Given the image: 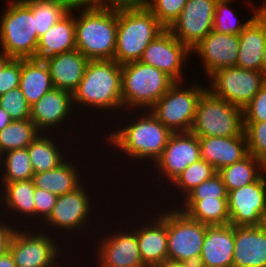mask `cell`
I'll return each mask as SVG.
<instances>
[{"label":"cell","instance_id":"cell-30","mask_svg":"<svg viewBox=\"0 0 266 267\" xmlns=\"http://www.w3.org/2000/svg\"><path fill=\"white\" fill-rule=\"evenodd\" d=\"M50 135L53 133H40L27 147L34 174L57 168L71 153H63L65 148L61 145V141L59 145L58 138ZM61 146L63 147L61 148Z\"/></svg>","mask_w":266,"mask_h":267},{"label":"cell","instance_id":"cell-9","mask_svg":"<svg viewBox=\"0 0 266 267\" xmlns=\"http://www.w3.org/2000/svg\"><path fill=\"white\" fill-rule=\"evenodd\" d=\"M22 222L23 220L13 233L9 244V251L14 258L16 267H60L61 252L63 251L59 242L55 241L57 239L53 238L51 233H47V229L46 232L42 231L44 226L37 227L39 229L37 230L34 228L36 226L34 223L32 226L34 231H31L33 229H27V226L24 228Z\"/></svg>","mask_w":266,"mask_h":267},{"label":"cell","instance_id":"cell-34","mask_svg":"<svg viewBox=\"0 0 266 267\" xmlns=\"http://www.w3.org/2000/svg\"><path fill=\"white\" fill-rule=\"evenodd\" d=\"M233 1L235 2V0H218L214 13L213 30L220 33L239 35L249 22L266 6L264 2H262L264 5L261 4L258 7L255 5V1L254 3L251 0L246 1V4L248 3V6L252 8L251 11L253 13L250 12V14L253 15L242 23L240 19H236V11L234 12L230 7Z\"/></svg>","mask_w":266,"mask_h":267},{"label":"cell","instance_id":"cell-24","mask_svg":"<svg viewBox=\"0 0 266 267\" xmlns=\"http://www.w3.org/2000/svg\"><path fill=\"white\" fill-rule=\"evenodd\" d=\"M265 42L266 6L239 34V49L236 67L260 72Z\"/></svg>","mask_w":266,"mask_h":267},{"label":"cell","instance_id":"cell-42","mask_svg":"<svg viewBox=\"0 0 266 267\" xmlns=\"http://www.w3.org/2000/svg\"><path fill=\"white\" fill-rule=\"evenodd\" d=\"M266 121V82L243 108V122Z\"/></svg>","mask_w":266,"mask_h":267},{"label":"cell","instance_id":"cell-43","mask_svg":"<svg viewBox=\"0 0 266 267\" xmlns=\"http://www.w3.org/2000/svg\"><path fill=\"white\" fill-rule=\"evenodd\" d=\"M33 198H34V203H35V220L34 221L38 219L40 223L35 222L39 224L37 226H40V225L43 226L42 225L43 223L41 222H44L49 217V215L52 213V210L57 202L58 196L49 191L35 187Z\"/></svg>","mask_w":266,"mask_h":267},{"label":"cell","instance_id":"cell-27","mask_svg":"<svg viewBox=\"0 0 266 267\" xmlns=\"http://www.w3.org/2000/svg\"><path fill=\"white\" fill-rule=\"evenodd\" d=\"M0 188L3 189L0 191V209L2 210V207H5V210L3 209L5 213L10 211L11 214L13 212L14 215H11L14 216V219L15 214H17L16 219L21 218L23 215L22 217H25V221L29 218L32 220L31 224L33 225V218L35 219V203L33 198L35 186L33 180L0 183Z\"/></svg>","mask_w":266,"mask_h":267},{"label":"cell","instance_id":"cell-3","mask_svg":"<svg viewBox=\"0 0 266 267\" xmlns=\"http://www.w3.org/2000/svg\"><path fill=\"white\" fill-rule=\"evenodd\" d=\"M121 65L115 60H89L78 88L73 92V107L116 112L123 110ZM81 105V106H80ZM91 106V107H90Z\"/></svg>","mask_w":266,"mask_h":267},{"label":"cell","instance_id":"cell-44","mask_svg":"<svg viewBox=\"0 0 266 267\" xmlns=\"http://www.w3.org/2000/svg\"><path fill=\"white\" fill-rule=\"evenodd\" d=\"M21 78V59H13L0 72V96L17 88L20 85Z\"/></svg>","mask_w":266,"mask_h":267},{"label":"cell","instance_id":"cell-15","mask_svg":"<svg viewBox=\"0 0 266 267\" xmlns=\"http://www.w3.org/2000/svg\"><path fill=\"white\" fill-rule=\"evenodd\" d=\"M230 223L260 226L266 211V172L255 182L228 191Z\"/></svg>","mask_w":266,"mask_h":267},{"label":"cell","instance_id":"cell-26","mask_svg":"<svg viewBox=\"0 0 266 267\" xmlns=\"http://www.w3.org/2000/svg\"><path fill=\"white\" fill-rule=\"evenodd\" d=\"M75 49V12L73 4L71 10L39 38L36 59L45 60L50 56Z\"/></svg>","mask_w":266,"mask_h":267},{"label":"cell","instance_id":"cell-52","mask_svg":"<svg viewBox=\"0 0 266 267\" xmlns=\"http://www.w3.org/2000/svg\"><path fill=\"white\" fill-rule=\"evenodd\" d=\"M260 226L266 231V211L262 216V222Z\"/></svg>","mask_w":266,"mask_h":267},{"label":"cell","instance_id":"cell-5","mask_svg":"<svg viewBox=\"0 0 266 267\" xmlns=\"http://www.w3.org/2000/svg\"><path fill=\"white\" fill-rule=\"evenodd\" d=\"M123 111L149 110L175 83L165 72L141 61L121 65ZM130 109V110H128Z\"/></svg>","mask_w":266,"mask_h":267},{"label":"cell","instance_id":"cell-6","mask_svg":"<svg viewBox=\"0 0 266 267\" xmlns=\"http://www.w3.org/2000/svg\"><path fill=\"white\" fill-rule=\"evenodd\" d=\"M0 13V52L13 59H36L39 38L32 9L23 0H8Z\"/></svg>","mask_w":266,"mask_h":267},{"label":"cell","instance_id":"cell-48","mask_svg":"<svg viewBox=\"0 0 266 267\" xmlns=\"http://www.w3.org/2000/svg\"><path fill=\"white\" fill-rule=\"evenodd\" d=\"M13 120L9 114L0 106V131L8 126Z\"/></svg>","mask_w":266,"mask_h":267},{"label":"cell","instance_id":"cell-16","mask_svg":"<svg viewBox=\"0 0 266 267\" xmlns=\"http://www.w3.org/2000/svg\"><path fill=\"white\" fill-rule=\"evenodd\" d=\"M127 228H129L127 230ZM114 231L100 238L96 267H146L141 259L136 226ZM123 230V231H122Z\"/></svg>","mask_w":266,"mask_h":267},{"label":"cell","instance_id":"cell-29","mask_svg":"<svg viewBox=\"0 0 266 267\" xmlns=\"http://www.w3.org/2000/svg\"><path fill=\"white\" fill-rule=\"evenodd\" d=\"M19 88L30 106L54 88L49 68L44 60L21 59Z\"/></svg>","mask_w":266,"mask_h":267},{"label":"cell","instance_id":"cell-4","mask_svg":"<svg viewBox=\"0 0 266 267\" xmlns=\"http://www.w3.org/2000/svg\"><path fill=\"white\" fill-rule=\"evenodd\" d=\"M164 29L146 6L117 9L114 60L120 65L139 61L145 48Z\"/></svg>","mask_w":266,"mask_h":267},{"label":"cell","instance_id":"cell-38","mask_svg":"<svg viewBox=\"0 0 266 267\" xmlns=\"http://www.w3.org/2000/svg\"><path fill=\"white\" fill-rule=\"evenodd\" d=\"M188 0H146V7L158 19L159 23L169 29L178 19Z\"/></svg>","mask_w":266,"mask_h":267},{"label":"cell","instance_id":"cell-39","mask_svg":"<svg viewBox=\"0 0 266 267\" xmlns=\"http://www.w3.org/2000/svg\"><path fill=\"white\" fill-rule=\"evenodd\" d=\"M249 154L266 165V121L243 122Z\"/></svg>","mask_w":266,"mask_h":267},{"label":"cell","instance_id":"cell-28","mask_svg":"<svg viewBox=\"0 0 266 267\" xmlns=\"http://www.w3.org/2000/svg\"><path fill=\"white\" fill-rule=\"evenodd\" d=\"M66 159L57 168L35 173L33 175L34 186L49 191L57 196L69 193L78 188L83 182L82 171L72 160ZM81 174H80V173Z\"/></svg>","mask_w":266,"mask_h":267},{"label":"cell","instance_id":"cell-22","mask_svg":"<svg viewBox=\"0 0 266 267\" xmlns=\"http://www.w3.org/2000/svg\"><path fill=\"white\" fill-rule=\"evenodd\" d=\"M234 226L208 225L197 267H232Z\"/></svg>","mask_w":266,"mask_h":267},{"label":"cell","instance_id":"cell-51","mask_svg":"<svg viewBox=\"0 0 266 267\" xmlns=\"http://www.w3.org/2000/svg\"><path fill=\"white\" fill-rule=\"evenodd\" d=\"M260 72L263 74V77L266 81V42H265V46L263 50V61H262V67H261Z\"/></svg>","mask_w":266,"mask_h":267},{"label":"cell","instance_id":"cell-11","mask_svg":"<svg viewBox=\"0 0 266 267\" xmlns=\"http://www.w3.org/2000/svg\"><path fill=\"white\" fill-rule=\"evenodd\" d=\"M207 88L214 96L243 109L266 82L263 74L239 67L222 68L209 77ZM211 83V84H210Z\"/></svg>","mask_w":266,"mask_h":267},{"label":"cell","instance_id":"cell-40","mask_svg":"<svg viewBox=\"0 0 266 267\" xmlns=\"http://www.w3.org/2000/svg\"><path fill=\"white\" fill-rule=\"evenodd\" d=\"M0 106L9 114L12 120L31 118V106L27 103L19 87L11 89L1 95Z\"/></svg>","mask_w":266,"mask_h":267},{"label":"cell","instance_id":"cell-49","mask_svg":"<svg viewBox=\"0 0 266 267\" xmlns=\"http://www.w3.org/2000/svg\"><path fill=\"white\" fill-rule=\"evenodd\" d=\"M158 267H197V265L191 263H183V262H174V261H165L163 264Z\"/></svg>","mask_w":266,"mask_h":267},{"label":"cell","instance_id":"cell-12","mask_svg":"<svg viewBox=\"0 0 266 267\" xmlns=\"http://www.w3.org/2000/svg\"><path fill=\"white\" fill-rule=\"evenodd\" d=\"M84 185L83 182L75 190L58 196L52 213L43 222L47 229L50 228L51 231L52 228L58 229L57 233L62 229L72 232L71 234L88 229L87 226H90V218L93 215L90 212L94 211L91 208H95V205H93V199L90 200L92 197H89L90 193Z\"/></svg>","mask_w":266,"mask_h":267},{"label":"cell","instance_id":"cell-7","mask_svg":"<svg viewBox=\"0 0 266 267\" xmlns=\"http://www.w3.org/2000/svg\"><path fill=\"white\" fill-rule=\"evenodd\" d=\"M191 132L198 138L239 136L244 132L243 109L206 89L198 100Z\"/></svg>","mask_w":266,"mask_h":267},{"label":"cell","instance_id":"cell-18","mask_svg":"<svg viewBox=\"0 0 266 267\" xmlns=\"http://www.w3.org/2000/svg\"><path fill=\"white\" fill-rule=\"evenodd\" d=\"M239 35L220 33L212 30L192 50L203 63V70L208 78L215 71L235 67L238 60Z\"/></svg>","mask_w":266,"mask_h":267},{"label":"cell","instance_id":"cell-20","mask_svg":"<svg viewBox=\"0 0 266 267\" xmlns=\"http://www.w3.org/2000/svg\"><path fill=\"white\" fill-rule=\"evenodd\" d=\"M30 109V120L41 133H54L53 128H61L75 112L72 93L57 88L49 90Z\"/></svg>","mask_w":266,"mask_h":267},{"label":"cell","instance_id":"cell-19","mask_svg":"<svg viewBox=\"0 0 266 267\" xmlns=\"http://www.w3.org/2000/svg\"><path fill=\"white\" fill-rule=\"evenodd\" d=\"M159 211L157 216L145 220L148 224L141 219L136 226L138 247L146 267H158L168 260L167 209Z\"/></svg>","mask_w":266,"mask_h":267},{"label":"cell","instance_id":"cell-54","mask_svg":"<svg viewBox=\"0 0 266 267\" xmlns=\"http://www.w3.org/2000/svg\"><path fill=\"white\" fill-rule=\"evenodd\" d=\"M63 265H64V266H63ZM63 265L61 264V266H60V267H65V265H66V264H63ZM68 267H69V266H68ZM71 267H72V266H71ZM73 267H75V266H73Z\"/></svg>","mask_w":266,"mask_h":267},{"label":"cell","instance_id":"cell-36","mask_svg":"<svg viewBox=\"0 0 266 267\" xmlns=\"http://www.w3.org/2000/svg\"><path fill=\"white\" fill-rule=\"evenodd\" d=\"M41 132L30 120H13L0 131V152L27 148Z\"/></svg>","mask_w":266,"mask_h":267},{"label":"cell","instance_id":"cell-2","mask_svg":"<svg viewBox=\"0 0 266 267\" xmlns=\"http://www.w3.org/2000/svg\"><path fill=\"white\" fill-rule=\"evenodd\" d=\"M74 11L76 49L89 60H114L117 9L90 7L76 1Z\"/></svg>","mask_w":266,"mask_h":267},{"label":"cell","instance_id":"cell-23","mask_svg":"<svg viewBox=\"0 0 266 267\" xmlns=\"http://www.w3.org/2000/svg\"><path fill=\"white\" fill-rule=\"evenodd\" d=\"M232 267H266V231L261 226H234Z\"/></svg>","mask_w":266,"mask_h":267},{"label":"cell","instance_id":"cell-21","mask_svg":"<svg viewBox=\"0 0 266 267\" xmlns=\"http://www.w3.org/2000/svg\"><path fill=\"white\" fill-rule=\"evenodd\" d=\"M200 158L219 171L221 168L243 160L249 155L245 132L231 137L199 138Z\"/></svg>","mask_w":266,"mask_h":267},{"label":"cell","instance_id":"cell-50","mask_svg":"<svg viewBox=\"0 0 266 267\" xmlns=\"http://www.w3.org/2000/svg\"><path fill=\"white\" fill-rule=\"evenodd\" d=\"M13 60L10 56L0 52V72Z\"/></svg>","mask_w":266,"mask_h":267},{"label":"cell","instance_id":"cell-31","mask_svg":"<svg viewBox=\"0 0 266 267\" xmlns=\"http://www.w3.org/2000/svg\"><path fill=\"white\" fill-rule=\"evenodd\" d=\"M182 201V202H181ZM177 207L191 219L206 225H225L230 223L228 198L210 200H181ZM182 206V207H181Z\"/></svg>","mask_w":266,"mask_h":267},{"label":"cell","instance_id":"cell-47","mask_svg":"<svg viewBox=\"0 0 266 267\" xmlns=\"http://www.w3.org/2000/svg\"><path fill=\"white\" fill-rule=\"evenodd\" d=\"M0 267H16L10 251H7L4 255L0 256Z\"/></svg>","mask_w":266,"mask_h":267},{"label":"cell","instance_id":"cell-17","mask_svg":"<svg viewBox=\"0 0 266 267\" xmlns=\"http://www.w3.org/2000/svg\"><path fill=\"white\" fill-rule=\"evenodd\" d=\"M199 138L192 132L173 133L160 158L151 167L160 174L158 179L171 184L185 168L200 160ZM161 176V177H160Z\"/></svg>","mask_w":266,"mask_h":267},{"label":"cell","instance_id":"cell-8","mask_svg":"<svg viewBox=\"0 0 266 267\" xmlns=\"http://www.w3.org/2000/svg\"><path fill=\"white\" fill-rule=\"evenodd\" d=\"M192 83L186 88L187 85L183 82H175L149 109L173 133L192 130L198 100L207 89L206 86L199 85L198 81Z\"/></svg>","mask_w":266,"mask_h":267},{"label":"cell","instance_id":"cell-10","mask_svg":"<svg viewBox=\"0 0 266 267\" xmlns=\"http://www.w3.org/2000/svg\"><path fill=\"white\" fill-rule=\"evenodd\" d=\"M172 205L167 210L168 260L198 265L208 225Z\"/></svg>","mask_w":266,"mask_h":267},{"label":"cell","instance_id":"cell-37","mask_svg":"<svg viewBox=\"0 0 266 267\" xmlns=\"http://www.w3.org/2000/svg\"><path fill=\"white\" fill-rule=\"evenodd\" d=\"M217 173L218 171L213 165L200 159L187 166L169 186L172 188L175 186V190L179 191L180 194L183 193L179 196L182 199L202 182L212 178Z\"/></svg>","mask_w":266,"mask_h":267},{"label":"cell","instance_id":"cell-35","mask_svg":"<svg viewBox=\"0 0 266 267\" xmlns=\"http://www.w3.org/2000/svg\"><path fill=\"white\" fill-rule=\"evenodd\" d=\"M0 172L1 183L32 179L34 170L27 148L13 149L3 153Z\"/></svg>","mask_w":266,"mask_h":267},{"label":"cell","instance_id":"cell-14","mask_svg":"<svg viewBox=\"0 0 266 267\" xmlns=\"http://www.w3.org/2000/svg\"><path fill=\"white\" fill-rule=\"evenodd\" d=\"M217 2L218 0H188L169 30L192 50L213 30Z\"/></svg>","mask_w":266,"mask_h":267},{"label":"cell","instance_id":"cell-41","mask_svg":"<svg viewBox=\"0 0 266 267\" xmlns=\"http://www.w3.org/2000/svg\"><path fill=\"white\" fill-rule=\"evenodd\" d=\"M215 198H228L227 188L218 173L194 188L182 200H210Z\"/></svg>","mask_w":266,"mask_h":267},{"label":"cell","instance_id":"cell-13","mask_svg":"<svg viewBox=\"0 0 266 267\" xmlns=\"http://www.w3.org/2000/svg\"><path fill=\"white\" fill-rule=\"evenodd\" d=\"M191 50L182 44L169 29H164L145 48L139 61L165 72L175 82H183L184 66L190 59ZM184 72V73H183Z\"/></svg>","mask_w":266,"mask_h":267},{"label":"cell","instance_id":"cell-32","mask_svg":"<svg viewBox=\"0 0 266 267\" xmlns=\"http://www.w3.org/2000/svg\"><path fill=\"white\" fill-rule=\"evenodd\" d=\"M265 172L266 165L249 154L243 160L221 168L218 174L227 191H231L257 181Z\"/></svg>","mask_w":266,"mask_h":267},{"label":"cell","instance_id":"cell-25","mask_svg":"<svg viewBox=\"0 0 266 267\" xmlns=\"http://www.w3.org/2000/svg\"><path fill=\"white\" fill-rule=\"evenodd\" d=\"M54 88L73 92L81 82L89 59L79 50L57 54L46 58Z\"/></svg>","mask_w":266,"mask_h":267},{"label":"cell","instance_id":"cell-46","mask_svg":"<svg viewBox=\"0 0 266 267\" xmlns=\"http://www.w3.org/2000/svg\"><path fill=\"white\" fill-rule=\"evenodd\" d=\"M3 214H4V212L2 211L1 215L3 217L0 215V256L4 255L7 251H9V244H10L12 235L19 226L17 222L15 223L14 221H9V219L14 220V219H12L11 216H9V214L8 215L7 214L3 215ZM4 218H6V219L4 220ZM8 221H9V223H7ZM12 222L15 223V225L17 224L16 225L17 227Z\"/></svg>","mask_w":266,"mask_h":267},{"label":"cell","instance_id":"cell-1","mask_svg":"<svg viewBox=\"0 0 266 267\" xmlns=\"http://www.w3.org/2000/svg\"><path fill=\"white\" fill-rule=\"evenodd\" d=\"M142 112L139 110L135 118H133V111L130 112L132 113L130 119L134 121L126 120L130 123L120 124L122 126L117 127V131L109 130L105 141L109 140L113 148L119 149L120 152L122 150L121 153L124 154L122 157L127 154L133 162L137 160V163L139 161L143 163L150 160L155 163L162 155L173 132L165 127L150 110H142Z\"/></svg>","mask_w":266,"mask_h":267},{"label":"cell","instance_id":"cell-45","mask_svg":"<svg viewBox=\"0 0 266 267\" xmlns=\"http://www.w3.org/2000/svg\"><path fill=\"white\" fill-rule=\"evenodd\" d=\"M82 2L87 6L97 8L121 9L146 6V0H82Z\"/></svg>","mask_w":266,"mask_h":267},{"label":"cell","instance_id":"cell-33","mask_svg":"<svg viewBox=\"0 0 266 267\" xmlns=\"http://www.w3.org/2000/svg\"><path fill=\"white\" fill-rule=\"evenodd\" d=\"M33 12L36 32L40 38L49 28L64 17L75 0H23Z\"/></svg>","mask_w":266,"mask_h":267},{"label":"cell","instance_id":"cell-53","mask_svg":"<svg viewBox=\"0 0 266 267\" xmlns=\"http://www.w3.org/2000/svg\"><path fill=\"white\" fill-rule=\"evenodd\" d=\"M1 162H2V153L0 152V166H1Z\"/></svg>","mask_w":266,"mask_h":267}]
</instances>
